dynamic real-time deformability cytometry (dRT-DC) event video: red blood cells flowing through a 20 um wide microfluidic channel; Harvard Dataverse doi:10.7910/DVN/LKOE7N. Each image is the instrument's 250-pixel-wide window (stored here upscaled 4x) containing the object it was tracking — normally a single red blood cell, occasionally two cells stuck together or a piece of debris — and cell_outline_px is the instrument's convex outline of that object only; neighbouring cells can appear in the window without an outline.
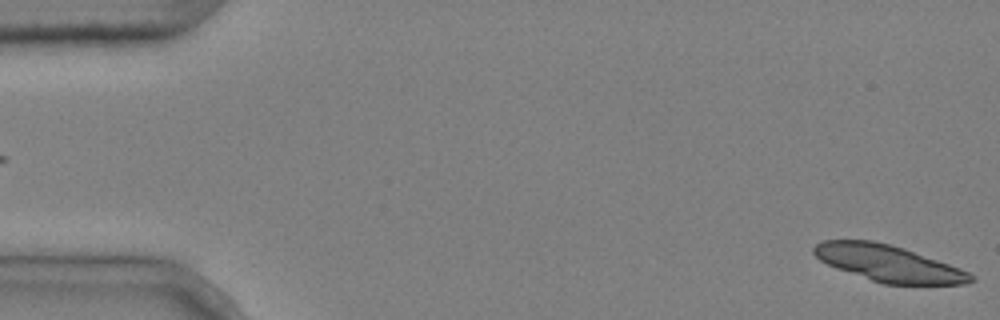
{"species": "common noctule bat (a hibernating species)", "species_latin": "Nyctalus noctula", "temperature_condition": "cold", "stored_images_in_passage": 5, "segment_of_instrument_passage": [2, 2], "camera_frame_rate_fps": 3000, "um_per_image_px": 0.085, "animal": {"sex": "male", "body_mass_g": 20.4}, "frame": {"image": 1, "passage_image": 5, "time_ms": 1.333, "image_size_px": [1000, 320], "cell_outline_px": [[976, 280], [964, 284], [884, 284], [836, 268], [820, 260], [812, 252], [812, 248], [816, 244], [824, 240], [872, 240], [904, 248], [960, 268], [976, 276]], "centroid_in_image_um": [75.52, 22.38], "position_along_channel_um": 9.5, "area_um2": 33.06}}